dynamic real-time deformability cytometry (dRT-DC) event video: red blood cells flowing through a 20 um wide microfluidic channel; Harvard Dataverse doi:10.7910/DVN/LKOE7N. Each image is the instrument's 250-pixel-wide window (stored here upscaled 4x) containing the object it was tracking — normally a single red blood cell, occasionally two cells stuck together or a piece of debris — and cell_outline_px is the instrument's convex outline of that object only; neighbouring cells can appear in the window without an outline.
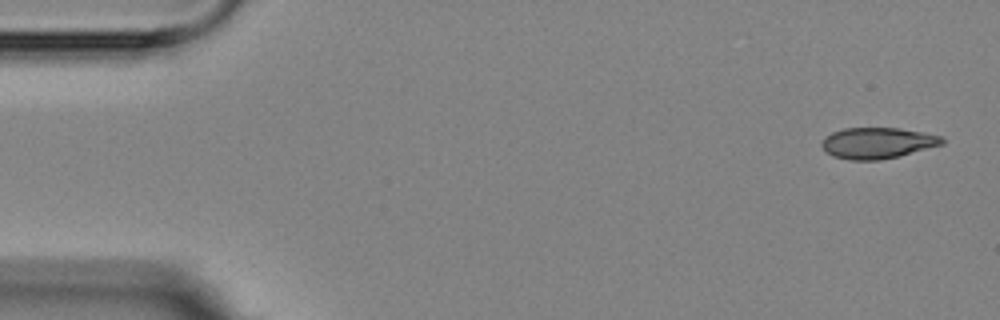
{"species": "Egyptian fruit bat (a non-hibernating species)", "species_latin": "Rousettus aegyptiacus", "temperature_condition": "room temperature", "stored_images_in_passage": 16, "camera_frame_rate_fps": 3000, "um_per_image_px": 0.085, "animal": {"sex": "female"}, "frame": {"image": 1, "passage_image": 1, "time_ms": 0.0, "image_size_px": [1000, 320], "cell_outline_px": [[944, 144], [900, 156], [880, 160], [852, 160], [832, 156], [820, 144], [824, 136], [832, 132], [844, 128], [900, 128], [940, 136], [944, 140]], "centroid_in_image_um": [74.56, 12.16], "position_along_channel_um": 10.4, "area_um2": 21.73}}
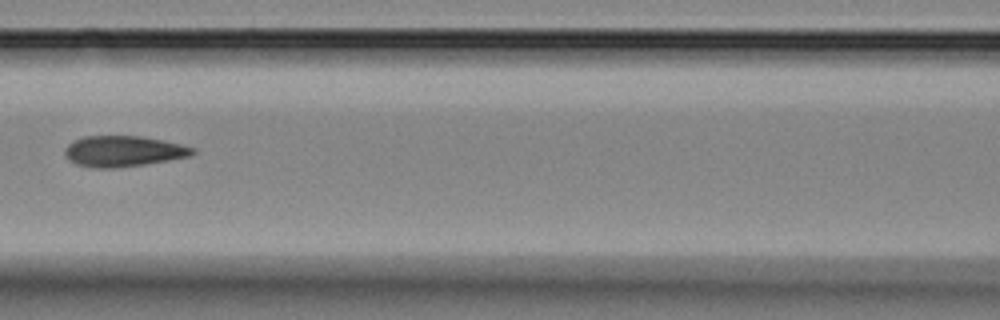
{"frame": {"image": 2, "passage_image": 7, "time_ms": 7.333, "image_size_px": [1000, 320], "cell_outline_px": [[196, 152], [192, 156], [144, 164], [116, 168], [88, 168], [76, 164], [68, 160], [64, 156], [64, 148], [72, 140], [84, 136], [140, 136], [180, 144], [196, 148]], "centroid_in_image_um": [10.43, 12.86], "position_along_channel_um": 156.2, "area_um2": 23.18}}
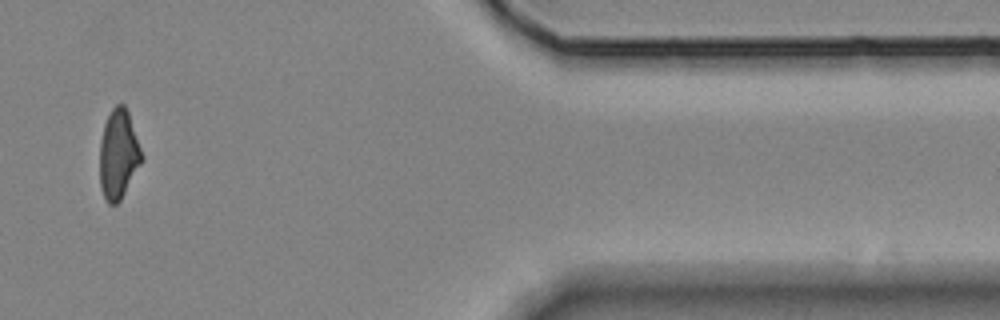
{"frame": {"image": 3, "passage_image": 14, "time_ms": 15.333, "image_size_px": [1000, 320], "cell_outline_px": [[144, 160], [120, 200], [116, 204], [108, 204], [100, 188], [100, 140], [104, 124], [112, 108], [116, 104], [124, 104], [128, 112], [144, 156]], "centroid_in_image_um": [10.08, 13.12], "position_along_channel_um": 401.3, "area_um2": 21.96}, "authors_computed_cell_mechanics": {"area_um2": 22.7154, "velocity_mm_per_s": 3.5876, "shape_relaxation_time_tau1_ms": 6.3207, "shape_relaxation_time_tau2_ms": 1.7061, "deformation_change_tau1": 0.1772, "deformation_change_tau2": 0.0768}}